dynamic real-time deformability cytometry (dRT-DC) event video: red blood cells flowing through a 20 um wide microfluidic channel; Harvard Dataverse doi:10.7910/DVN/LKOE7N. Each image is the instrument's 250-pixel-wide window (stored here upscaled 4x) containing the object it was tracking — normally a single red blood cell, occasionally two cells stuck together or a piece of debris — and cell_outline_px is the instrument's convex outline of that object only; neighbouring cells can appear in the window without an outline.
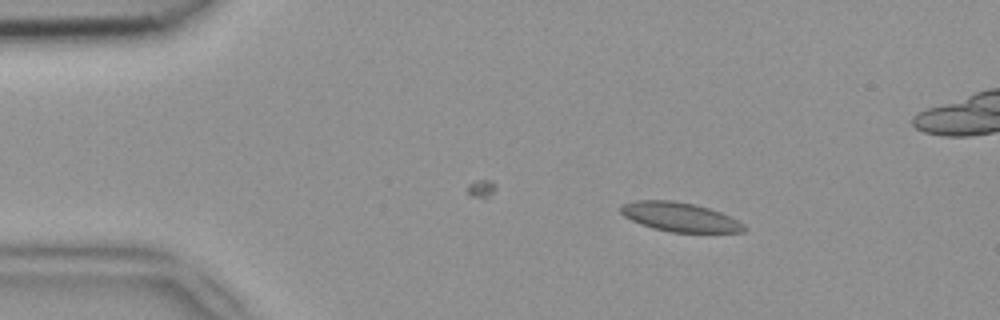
{"species": "common noctule bat (a hibernating species)", "species_latin": "Nyctalus noctula", "temperature_condition": "room temperature", "stored_images_in_passage": 45, "camera_frame_rate_fps": 3000, "um_per_image_px": 0.085, "animal": {"sex": "female", "body_mass_g": 18.4}, "frame": {"image": 1, "passage_image": 7, "time_ms": 2.0, "image_size_px": [1000, 320], "cell_outline_px": [[748, 228], [744, 232], [672, 232], [652, 228], [640, 224], [624, 216], [620, 212], [620, 204], [636, 200], [676, 200], [696, 204], [720, 212], [744, 224]], "centroid_in_image_um": [57.76, 18.43], "position_along_channel_um": 27.2, "area_um2": 21.04}}
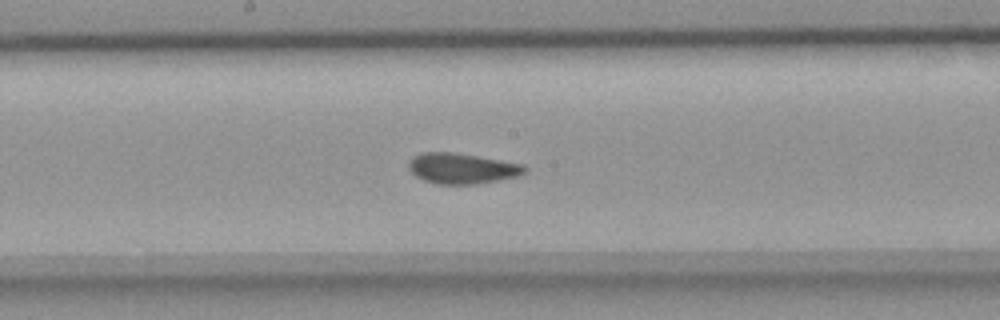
{"frame": {"image": 2, "passage_image": 25, "time_ms": 8.0, "image_size_px": [1000, 320], "cell_outline_px": [[528, 172], [516, 176], [476, 184], [436, 184], [424, 180], [416, 176], [408, 168], [408, 164], [412, 156], [424, 152], [452, 152], [524, 164], [528, 168]], "centroid_in_image_um": [39.26, 14.31], "position_along_channel_um": 208.9, "area_um2": 20.58}}
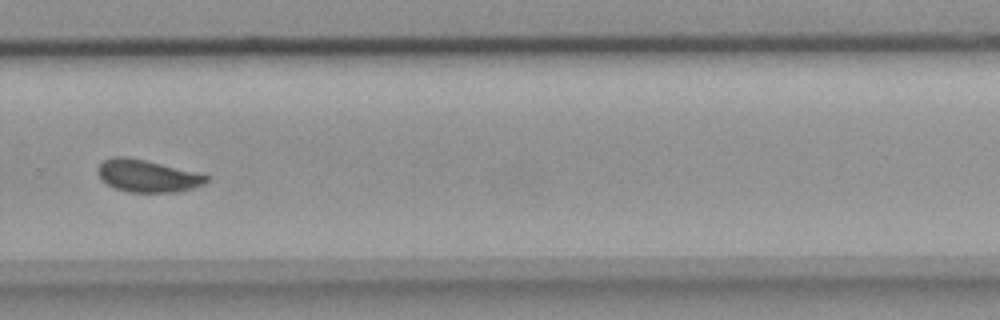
{"frame": {"image": 3, "passage_image": 33, "time_ms": 10.667, "image_size_px": [1000, 320], "cell_outline_px": [[208, 180], [204, 184], [192, 188], [176, 192], [128, 192], [112, 188], [100, 176], [100, 164], [104, 160], [112, 156], [124, 156], [204, 172], [208, 176]], "centroid_in_image_um": [12.61, 14.95], "position_along_channel_um": 317.2, "area_um2": 20.52}}